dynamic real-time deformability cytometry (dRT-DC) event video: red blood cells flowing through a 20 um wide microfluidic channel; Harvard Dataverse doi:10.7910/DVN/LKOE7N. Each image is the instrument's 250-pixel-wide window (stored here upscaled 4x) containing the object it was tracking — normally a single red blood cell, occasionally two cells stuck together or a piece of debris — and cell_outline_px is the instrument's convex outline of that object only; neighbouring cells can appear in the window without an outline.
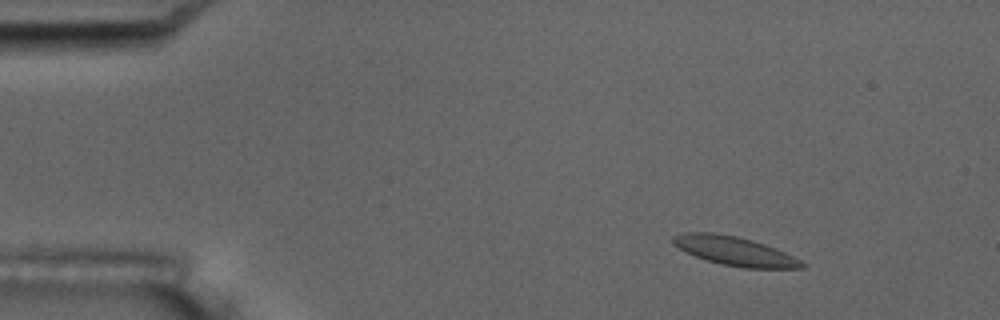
{"species": "common noctule bat (a hibernating species)", "species_latin": "Nyctalus noctula", "temperature_condition": "room temperature", "stored_images_in_passage": 6, "camera_frame_rate_fps": 3000, "um_per_image_px": 0.085, "animal": {"sex": "male", "body_mass_g": 17.5, "forearm_length_mm": 52.3}, "frame": {"image": 1, "passage_image": 3, "time_ms": 2.333, "image_size_px": [1000, 320], "cell_outline_px": [[808, 264], [804, 268], [744, 268], [724, 264], [708, 260], [696, 256], [680, 248], [672, 240], [672, 236], [684, 232], [712, 232], [736, 236], [752, 240], [776, 248]], "centroid_in_image_um": [62.49, 21.33], "position_along_channel_um": 22.5, "area_um2": 21.39}}